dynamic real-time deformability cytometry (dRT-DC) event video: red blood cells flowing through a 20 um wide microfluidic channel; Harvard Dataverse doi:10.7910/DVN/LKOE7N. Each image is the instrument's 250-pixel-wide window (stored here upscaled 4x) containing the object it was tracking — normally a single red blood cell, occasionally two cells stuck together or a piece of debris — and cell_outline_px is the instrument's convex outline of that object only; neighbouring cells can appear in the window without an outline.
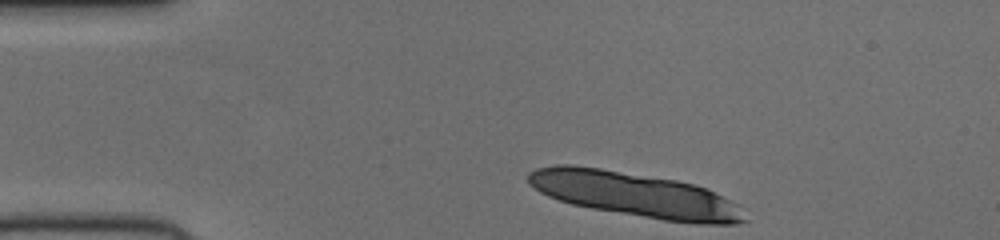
{"species": "human", "species_latin": "Homo sapiens", "temperature_condition": "cold", "stored_images_in_passage": 8, "segment_of_instrument_passage": [1, 2], "camera_frame_rate_fps": 3000, "um_per_image_px": 0.085, "donor": {"sex": "female"}, "frame": {"image": 1, "passage_image": 1, "time_ms": 0.0, "image_size_px": [1000, 240], "cell_outline_px": [[748, 220], [736, 224], [696, 224], [664, 220], [592, 208], [572, 204], [548, 196], [540, 192], [528, 184], [528, 172], [536, 168], [556, 164], [572, 164], [600, 168], [676, 180], [696, 184], [708, 188], [728, 200]], "centroid_in_image_um": [53.91, 16.53], "position_along_channel_um": 31.1, "area_um2": 55.89}}